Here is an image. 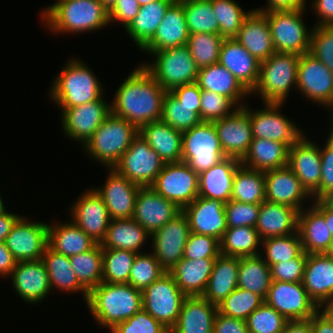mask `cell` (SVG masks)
Returning a JSON list of instances; mask_svg holds the SVG:
<instances>
[{
    "mask_svg": "<svg viewBox=\"0 0 333 333\" xmlns=\"http://www.w3.org/2000/svg\"><path fill=\"white\" fill-rule=\"evenodd\" d=\"M119 86L111 101V114L126 119L138 130L160 121L166 90L141 65Z\"/></svg>",
    "mask_w": 333,
    "mask_h": 333,
    "instance_id": "obj_1",
    "label": "cell"
},
{
    "mask_svg": "<svg viewBox=\"0 0 333 333\" xmlns=\"http://www.w3.org/2000/svg\"><path fill=\"white\" fill-rule=\"evenodd\" d=\"M40 18L53 34L93 32L110 24L108 10L99 0L56 1L43 8Z\"/></svg>",
    "mask_w": 333,
    "mask_h": 333,
    "instance_id": "obj_2",
    "label": "cell"
},
{
    "mask_svg": "<svg viewBox=\"0 0 333 333\" xmlns=\"http://www.w3.org/2000/svg\"><path fill=\"white\" fill-rule=\"evenodd\" d=\"M86 305L97 324L111 330L142 309V291L128 283L101 282L89 292Z\"/></svg>",
    "mask_w": 333,
    "mask_h": 333,
    "instance_id": "obj_3",
    "label": "cell"
},
{
    "mask_svg": "<svg viewBox=\"0 0 333 333\" xmlns=\"http://www.w3.org/2000/svg\"><path fill=\"white\" fill-rule=\"evenodd\" d=\"M102 83L92 69L80 59H69L53 80L50 98L58 108H71L100 99Z\"/></svg>",
    "mask_w": 333,
    "mask_h": 333,
    "instance_id": "obj_4",
    "label": "cell"
},
{
    "mask_svg": "<svg viewBox=\"0 0 333 333\" xmlns=\"http://www.w3.org/2000/svg\"><path fill=\"white\" fill-rule=\"evenodd\" d=\"M300 55L275 52L261 61L256 86L250 92L260 95L263 103H284L289 91L296 89Z\"/></svg>",
    "mask_w": 333,
    "mask_h": 333,
    "instance_id": "obj_5",
    "label": "cell"
},
{
    "mask_svg": "<svg viewBox=\"0 0 333 333\" xmlns=\"http://www.w3.org/2000/svg\"><path fill=\"white\" fill-rule=\"evenodd\" d=\"M139 130L126 119L110 114L83 146L87 155L105 168H113Z\"/></svg>",
    "mask_w": 333,
    "mask_h": 333,
    "instance_id": "obj_6",
    "label": "cell"
},
{
    "mask_svg": "<svg viewBox=\"0 0 333 333\" xmlns=\"http://www.w3.org/2000/svg\"><path fill=\"white\" fill-rule=\"evenodd\" d=\"M145 53L154 55L156 59L152 63L144 62L141 65L164 90L171 91L177 86L197 81L199 69L187 45Z\"/></svg>",
    "mask_w": 333,
    "mask_h": 333,
    "instance_id": "obj_7",
    "label": "cell"
},
{
    "mask_svg": "<svg viewBox=\"0 0 333 333\" xmlns=\"http://www.w3.org/2000/svg\"><path fill=\"white\" fill-rule=\"evenodd\" d=\"M225 157L213 122L202 121L182 132V162L195 173L209 170Z\"/></svg>",
    "mask_w": 333,
    "mask_h": 333,
    "instance_id": "obj_8",
    "label": "cell"
},
{
    "mask_svg": "<svg viewBox=\"0 0 333 333\" xmlns=\"http://www.w3.org/2000/svg\"><path fill=\"white\" fill-rule=\"evenodd\" d=\"M306 9L263 13L267 17L276 52L300 56L309 52L312 28L308 29L303 20Z\"/></svg>",
    "mask_w": 333,
    "mask_h": 333,
    "instance_id": "obj_9",
    "label": "cell"
},
{
    "mask_svg": "<svg viewBox=\"0 0 333 333\" xmlns=\"http://www.w3.org/2000/svg\"><path fill=\"white\" fill-rule=\"evenodd\" d=\"M186 297L173 276L166 272L142 290V309L170 331L177 323Z\"/></svg>",
    "mask_w": 333,
    "mask_h": 333,
    "instance_id": "obj_10",
    "label": "cell"
},
{
    "mask_svg": "<svg viewBox=\"0 0 333 333\" xmlns=\"http://www.w3.org/2000/svg\"><path fill=\"white\" fill-rule=\"evenodd\" d=\"M164 165L160 156L138 133L113 168L129 181L141 187H148L155 182Z\"/></svg>",
    "mask_w": 333,
    "mask_h": 333,
    "instance_id": "obj_11",
    "label": "cell"
},
{
    "mask_svg": "<svg viewBox=\"0 0 333 333\" xmlns=\"http://www.w3.org/2000/svg\"><path fill=\"white\" fill-rule=\"evenodd\" d=\"M296 90L333 116V73L309 52L299 58Z\"/></svg>",
    "mask_w": 333,
    "mask_h": 333,
    "instance_id": "obj_12",
    "label": "cell"
},
{
    "mask_svg": "<svg viewBox=\"0 0 333 333\" xmlns=\"http://www.w3.org/2000/svg\"><path fill=\"white\" fill-rule=\"evenodd\" d=\"M151 187L182 210L198 197L199 174L185 162L165 163Z\"/></svg>",
    "mask_w": 333,
    "mask_h": 333,
    "instance_id": "obj_13",
    "label": "cell"
},
{
    "mask_svg": "<svg viewBox=\"0 0 333 333\" xmlns=\"http://www.w3.org/2000/svg\"><path fill=\"white\" fill-rule=\"evenodd\" d=\"M282 105L283 103H264V109L256 111L250 110L246 105L253 138L278 141L290 148L304 134L292 119L281 114Z\"/></svg>",
    "mask_w": 333,
    "mask_h": 333,
    "instance_id": "obj_14",
    "label": "cell"
},
{
    "mask_svg": "<svg viewBox=\"0 0 333 333\" xmlns=\"http://www.w3.org/2000/svg\"><path fill=\"white\" fill-rule=\"evenodd\" d=\"M60 109L63 132L70 139L80 141L82 147L111 114L110 102L104 96L92 102Z\"/></svg>",
    "mask_w": 333,
    "mask_h": 333,
    "instance_id": "obj_15",
    "label": "cell"
},
{
    "mask_svg": "<svg viewBox=\"0 0 333 333\" xmlns=\"http://www.w3.org/2000/svg\"><path fill=\"white\" fill-rule=\"evenodd\" d=\"M265 302L288 321L310 319L320 309L302 282L272 281Z\"/></svg>",
    "mask_w": 333,
    "mask_h": 333,
    "instance_id": "obj_16",
    "label": "cell"
},
{
    "mask_svg": "<svg viewBox=\"0 0 333 333\" xmlns=\"http://www.w3.org/2000/svg\"><path fill=\"white\" fill-rule=\"evenodd\" d=\"M189 234V222L182 211L151 234L152 253L166 272L182 260Z\"/></svg>",
    "mask_w": 333,
    "mask_h": 333,
    "instance_id": "obj_17",
    "label": "cell"
},
{
    "mask_svg": "<svg viewBox=\"0 0 333 333\" xmlns=\"http://www.w3.org/2000/svg\"><path fill=\"white\" fill-rule=\"evenodd\" d=\"M17 262L41 260L48 246V224L21 216L5 240Z\"/></svg>",
    "mask_w": 333,
    "mask_h": 333,
    "instance_id": "obj_18",
    "label": "cell"
},
{
    "mask_svg": "<svg viewBox=\"0 0 333 333\" xmlns=\"http://www.w3.org/2000/svg\"><path fill=\"white\" fill-rule=\"evenodd\" d=\"M69 208L73 221L96 243L105 237L111 218L102 198L94 188L85 190Z\"/></svg>",
    "mask_w": 333,
    "mask_h": 333,
    "instance_id": "obj_19",
    "label": "cell"
},
{
    "mask_svg": "<svg viewBox=\"0 0 333 333\" xmlns=\"http://www.w3.org/2000/svg\"><path fill=\"white\" fill-rule=\"evenodd\" d=\"M213 124L224 154L241 160L253 139L246 104L237 107L230 115L213 121Z\"/></svg>",
    "mask_w": 333,
    "mask_h": 333,
    "instance_id": "obj_20",
    "label": "cell"
},
{
    "mask_svg": "<svg viewBox=\"0 0 333 333\" xmlns=\"http://www.w3.org/2000/svg\"><path fill=\"white\" fill-rule=\"evenodd\" d=\"M181 211L174 202L158 194L151 186L140 187L135 199L132 219L152 234Z\"/></svg>",
    "mask_w": 333,
    "mask_h": 333,
    "instance_id": "obj_21",
    "label": "cell"
},
{
    "mask_svg": "<svg viewBox=\"0 0 333 333\" xmlns=\"http://www.w3.org/2000/svg\"><path fill=\"white\" fill-rule=\"evenodd\" d=\"M107 180L95 191L102 198L111 219H129L133 217L135 199L141 186L129 181L114 168H108Z\"/></svg>",
    "mask_w": 333,
    "mask_h": 333,
    "instance_id": "obj_22",
    "label": "cell"
},
{
    "mask_svg": "<svg viewBox=\"0 0 333 333\" xmlns=\"http://www.w3.org/2000/svg\"><path fill=\"white\" fill-rule=\"evenodd\" d=\"M265 198L269 202L292 206L300 212L306 208V198L309 201L312 195L287 165L265 172Z\"/></svg>",
    "mask_w": 333,
    "mask_h": 333,
    "instance_id": "obj_23",
    "label": "cell"
},
{
    "mask_svg": "<svg viewBox=\"0 0 333 333\" xmlns=\"http://www.w3.org/2000/svg\"><path fill=\"white\" fill-rule=\"evenodd\" d=\"M182 212L188 219L190 232L209 235L220 241L228 229L225 203L220 200L198 196Z\"/></svg>",
    "mask_w": 333,
    "mask_h": 333,
    "instance_id": "obj_24",
    "label": "cell"
},
{
    "mask_svg": "<svg viewBox=\"0 0 333 333\" xmlns=\"http://www.w3.org/2000/svg\"><path fill=\"white\" fill-rule=\"evenodd\" d=\"M302 284L319 308L333 303V256L307 254Z\"/></svg>",
    "mask_w": 333,
    "mask_h": 333,
    "instance_id": "obj_25",
    "label": "cell"
},
{
    "mask_svg": "<svg viewBox=\"0 0 333 333\" xmlns=\"http://www.w3.org/2000/svg\"><path fill=\"white\" fill-rule=\"evenodd\" d=\"M9 277L15 292L26 303L42 302L52 291L42 260L17 262Z\"/></svg>",
    "mask_w": 333,
    "mask_h": 333,
    "instance_id": "obj_26",
    "label": "cell"
},
{
    "mask_svg": "<svg viewBox=\"0 0 333 333\" xmlns=\"http://www.w3.org/2000/svg\"><path fill=\"white\" fill-rule=\"evenodd\" d=\"M302 135L290 148L288 166L306 190L312 194L320 184L321 156L319 144Z\"/></svg>",
    "mask_w": 333,
    "mask_h": 333,
    "instance_id": "obj_27",
    "label": "cell"
},
{
    "mask_svg": "<svg viewBox=\"0 0 333 333\" xmlns=\"http://www.w3.org/2000/svg\"><path fill=\"white\" fill-rule=\"evenodd\" d=\"M189 35L183 3L176 0L167 10L153 37L140 50L156 52L184 46Z\"/></svg>",
    "mask_w": 333,
    "mask_h": 333,
    "instance_id": "obj_28",
    "label": "cell"
},
{
    "mask_svg": "<svg viewBox=\"0 0 333 333\" xmlns=\"http://www.w3.org/2000/svg\"><path fill=\"white\" fill-rule=\"evenodd\" d=\"M218 63L230 71L249 92L256 86L261 61L234 38L224 39Z\"/></svg>",
    "mask_w": 333,
    "mask_h": 333,
    "instance_id": "obj_29",
    "label": "cell"
},
{
    "mask_svg": "<svg viewBox=\"0 0 333 333\" xmlns=\"http://www.w3.org/2000/svg\"><path fill=\"white\" fill-rule=\"evenodd\" d=\"M234 39L259 61L268 59L276 52L267 17L256 8L244 19Z\"/></svg>",
    "mask_w": 333,
    "mask_h": 333,
    "instance_id": "obj_30",
    "label": "cell"
},
{
    "mask_svg": "<svg viewBox=\"0 0 333 333\" xmlns=\"http://www.w3.org/2000/svg\"><path fill=\"white\" fill-rule=\"evenodd\" d=\"M298 213L299 211L292 206L265 200L261 203L255 229L261 240L296 233Z\"/></svg>",
    "mask_w": 333,
    "mask_h": 333,
    "instance_id": "obj_31",
    "label": "cell"
},
{
    "mask_svg": "<svg viewBox=\"0 0 333 333\" xmlns=\"http://www.w3.org/2000/svg\"><path fill=\"white\" fill-rule=\"evenodd\" d=\"M240 165L238 158L225 157L209 170L200 173L198 196L224 203L231 200L233 179Z\"/></svg>",
    "mask_w": 333,
    "mask_h": 333,
    "instance_id": "obj_32",
    "label": "cell"
},
{
    "mask_svg": "<svg viewBox=\"0 0 333 333\" xmlns=\"http://www.w3.org/2000/svg\"><path fill=\"white\" fill-rule=\"evenodd\" d=\"M218 306L202 296H187L175 326L169 333H213Z\"/></svg>",
    "mask_w": 333,
    "mask_h": 333,
    "instance_id": "obj_33",
    "label": "cell"
},
{
    "mask_svg": "<svg viewBox=\"0 0 333 333\" xmlns=\"http://www.w3.org/2000/svg\"><path fill=\"white\" fill-rule=\"evenodd\" d=\"M297 231L306 254L327 253L333 236L324 216L313 205L298 213Z\"/></svg>",
    "mask_w": 333,
    "mask_h": 333,
    "instance_id": "obj_34",
    "label": "cell"
},
{
    "mask_svg": "<svg viewBox=\"0 0 333 333\" xmlns=\"http://www.w3.org/2000/svg\"><path fill=\"white\" fill-rule=\"evenodd\" d=\"M196 83L201 90L213 91L229 98L236 107L244 106L245 102L241 100L250 96V92L219 63L199 69Z\"/></svg>",
    "mask_w": 333,
    "mask_h": 333,
    "instance_id": "obj_35",
    "label": "cell"
},
{
    "mask_svg": "<svg viewBox=\"0 0 333 333\" xmlns=\"http://www.w3.org/2000/svg\"><path fill=\"white\" fill-rule=\"evenodd\" d=\"M139 134L160 156L164 163L182 162V132L156 121L143 125Z\"/></svg>",
    "mask_w": 333,
    "mask_h": 333,
    "instance_id": "obj_36",
    "label": "cell"
},
{
    "mask_svg": "<svg viewBox=\"0 0 333 333\" xmlns=\"http://www.w3.org/2000/svg\"><path fill=\"white\" fill-rule=\"evenodd\" d=\"M216 258L184 259L169 273L186 296H202L213 270Z\"/></svg>",
    "mask_w": 333,
    "mask_h": 333,
    "instance_id": "obj_37",
    "label": "cell"
},
{
    "mask_svg": "<svg viewBox=\"0 0 333 333\" xmlns=\"http://www.w3.org/2000/svg\"><path fill=\"white\" fill-rule=\"evenodd\" d=\"M238 269L239 257L220 254L215 260L202 297L218 306L238 287Z\"/></svg>",
    "mask_w": 333,
    "mask_h": 333,
    "instance_id": "obj_38",
    "label": "cell"
},
{
    "mask_svg": "<svg viewBox=\"0 0 333 333\" xmlns=\"http://www.w3.org/2000/svg\"><path fill=\"white\" fill-rule=\"evenodd\" d=\"M289 147L278 141L253 138L240 160L244 167L266 172L288 165Z\"/></svg>",
    "mask_w": 333,
    "mask_h": 333,
    "instance_id": "obj_39",
    "label": "cell"
},
{
    "mask_svg": "<svg viewBox=\"0 0 333 333\" xmlns=\"http://www.w3.org/2000/svg\"><path fill=\"white\" fill-rule=\"evenodd\" d=\"M97 243L73 221L48 224V246L71 257L92 249Z\"/></svg>",
    "mask_w": 333,
    "mask_h": 333,
    "instance_id": "obj_40",
    "label": "cell"
},
{
    "mask_svg": "<svg viewBox=\"0 0 333 333\" xmlns=\"http://www.w3.org/2000/svg\"><path fill=\"white\" fill-rule=\"evenodd\" d=\"M149 238H151V234L132 218L111 219L100 246L103 249H120L140 253L139 250H142Z\"/></svg>",
    "mask_w": 333,
    "mask_h": 333,
    "instance_id": "obj_41",
    "label": "cell"
},
{
    "mask_svg": "<svg viewBox=\"0 0 333 333\" xmlns=\"http://www.w3.org/2000/svg\"><path fill=\"white\" fill-rule=\"evenodd\" d=\"M41 260L45 264L51 289L58 288L57 290L60 292L66 293H83L86 303L89 292L79 283L69 257L57 253L47 246Z\"/></svg>",
    "mask_w": 333,
    "mask_h": 333,
    "instance_id": "obj_42",
    "label": "cell"
},
{
    "mask_svg": "<svg viewBox=\"0 0 333 333\" xmlns=\"http://www.w3.org/2000/svg\"><path fill=\"white\" fill-rule=\"evenodd\" d=\"M175 1L158 0L140 7L138 14L125 29L136 47L141 49L153 37L167 10Z\"/></svg>",
    "mask_w": 333,
    "mask_h": 333,
    "instance_id": "obj_43",
    "label": "cell"
},
{
    "mask_svg": "<svg viewBox=\"0 0 333 333\" xmlns=\"http://www.w3.org/2000/svg\"><path fill=\"white\" fill-rule=\"evenodd\" d=\"M271 283L270 266L262 255L239 258L238 287L250 290L265 300Z\"/></svg>",
    "mask_w": 333,
    "mask_h": 333,
    "instance_id": "obj_44",
    "label": "cell"
},
{
    "mask_svg": "<svg viewBox=\"0 0 333 333\" xmlns=\"http://www.w3.org/2000/svg\"><path fill=\"white\" fill-rule=\"evenodd\" d=\"M220 242V254L233 257L256 256L261 253L262 240L251 226L228 228Z\"/></svg>",
    "mask_w": 333,
    "mask_h": 333,
    "instance_id": "obj_45",
    "label": "cell"
},
{
    "mask_svg": "<svg viewBox=\"0 0 333 333\" xmlns=\"http://www.w3.org/2000/svg\"><path fill=\"white\" fill-rule=\"evenodd\" d=\"M231 200L261 204L265 198V172L240 165L235 173Z\"/></svg>",
    "mask_w": 333,
    "mask_h": 333,
    "instance_id": "obj_46",
    "label": "cell"
},
{
    "mask_svg": "<svg viewBox=\"0 0 333 333\" xmlns=\"http://www.w3.org/2000/svg\"><path fill=\"white\" fill-rule=\"evenodd\" d=\"M79 283L90 292L102 282L103 248L96 244L92 249L69 257Z\"/></svg>",
    "mask_w": 333,
    "mask_h": 333,
    "instance_id": "obj_47",
    "label": "cell"
},
{
    "mask_svg": "<svg viewBox=\"0 0 333 333\" xmlns=\"http://www.w3.org/2000/svg\"><path fill=\"white\" fill-rule=\"evenodd\" d=\"M183 3L187 28L192 33L219 34V24L211 0H180Z\"/></svg>",
    "mask_w": 333,
    "mask_h": 333,
    "instance_id": "obj_48",
    "label": "cell"
},
{
    "mask_svg": "<svg viewBox=\"0 0 333 333\" xmlns=\"http://www.w3.org/2000/svg\"><path fill=\"white\" fill-rule=\"evenodd\" d=\"M160 121L181 132L202 122L200 115L196 113V106L180 104L170 91L164 96Z\"/></svg>",
    "mask_w": 333,
    "mask_h": 333,
    "instance_id": "obj_49",
    "label": "cell"
},
{
    "mask_svg": "<svg viewBox=\"0 0 333 333\" xmlns=\"http://www.w3.org/2000/svg\"><path fill=\"white\" fill-rule=\"evenodd\" d=\"M224 38L220 34L192 33L187 46L198 69L218 63Z\"/></svg>",
    "mask_w": 333,
    "mask_h": 333,
    "instance_id": "obj_50",
    "label": "cell"
},
{
    "mask_svg": "<svg viewBox=\"0 0 333 333\" xmlns=\"http://www.w3.org/2000/svg\"><path fill=\"white\" fill-rule=\"evenodd\" d=\"M136 255L137 253L129 250L103 249L102 282L128 283Z\"/></svg>",
    "mask_w": 333,
    "mask_h": 333,
    "instance_id": "obj_51",
    "label": "cell"
},
{
    "mask_svg": "<svg viewBox=\"0 0 333 333\" xmlns=\"http://www.w3.org/2000/svg\"><path fill=\"white\" fill-rule=\"evenodd\" d=\"M260 247L264 249L260 255L269 266L289 261L299 257L304 252L298 231L287 236L264 239Z\"/></svg>",
    "mask_w": 333,
    "mask_h": 333,
    "instance_id": "obj_52",
    "label": "cell"
},
{
    "mask_svg": "<svg viewBox=\"0 0 333 333\" xmlns=\"http://www.w3.org/2000/svg\"><path fill=\"white\" fill-rule=\"evenodd\" d=\"M219 24V34L224 39L237 36L244 19L252 10L244 11L235 0H211Z\"/></svg>",
    "mask_w": 333,
    "mask_h": 333,
    "instance_id": "obj_53",
    "label": "cell"
},
{
    "mask_svg": "<svg viewBox=\"0 0 333 333\" xmlns=\"http://www.w3.org/2000/svg\"><path fill=\"white\" fill-rule=\"evenodd\" d=\"M264 301L250 290L237 287L218 305V312L245 321Z\"/></svg>",
    "mask_w": 333,
    "mask_h": 333,
    "instance_id": "obj_54",
    "label": "cell"
},
{
    "mask_svg": "<svg viewBox=\"0 0 333 333\" xmlns=\"http://www.w3.org/2000/svg\"><path fill=\"white\" fill-rule=\"evenodd\" d=\"M142 252L137 253L128 278V284L141 291L166 273L152 250L148 253Z\"/></svg>",
    "mask_w": 333,
    "mask_h": 333,
    "instance_id": "obj_55",
    "label": "cell"
},
{
    "mask_svg": "<svg viewBox=\"0 0 333 333\" xmlns=\"http://www.w3.org/2000/svg\"><path fill=\"white\" fill-rule=\"evenodd\" d=\"M287 321L265 301L245 320L249 333H282Z\"/></svg>",
    "mask_w": 333,
    "mask_h": 333,
    "instance_id": "obj_56",
    "label": "cell"
},
{
    "mask_svg": "<svg viewBox=\"0 0 333 333\" xmlns=\"http://www.w3.org/2000/svg\"><path fill=\"white\" fill-rule=\"evenodd\" d=\"M309 53L333 73V26H315L310 35Z\"/></svg>",
    "mask_w": 333,
    "mask_h": 333,
    "instance_id": "obj_57",
    "label": "cell"
},
{
    "mask_svg": "<svg viewBox=\"0 0 333 333\" xmlns=\"http://www.w3.org/2000/svg\"><path fill=\"white\" fill-rule=\"evenodd\" d=\"M235 109H237L236 105L229 98L213 91L202 90L200 104V118L202 121L213 122L222 119L230 115Z\"/></svg>",
    "mask_w": 333,
    "mask_h": 333,
    "instance_id": "obj_58",
    "label": "cell"
},
{
    "mask_svg": "<svg viewBox=\"0 0 333 333\" xmlns=\"http://www.w3.org/2000/svg\"><path fill=\"white\" fill-rule=\"evenodd\" d=\"M220 255V242L215 237L190 232L186 242L184 259L217 258Z\"/></svg>",
    "mask_w": 333,
    "mask_h": 333,
    "instance_id": "obj_59",
    "label": "cell"
},
{
    "mask_svg": "<svg viewBox=\"0 0 333 333\" xmlns=\"http://www.w3.org/2000/svg\"><path fill=\"white\" fill-rule=\"evenodd\" d=\"M111 333H169V330L141 309L127 320L118 323Z\"/></svg>",
    "mask_w": 333,
    "mask_h": 333,
    "instance_id": "obj_60",
    "label": "cell"
},
{
    "mask_svg": "<svg viewBox=\"0 0 333 333\" xmlns=\"http://www.w3.org/2000/svg\"><path fill=\"white\" fill-rule=\"evenodd\" d=\"M261 204L242 203L229 200L225 203L228 228L251 226L255 227Z\"/></svg>",
    "mask_w": 333,
    "mask_h": 333,
    "instance_id": "obj_61",
    "label": "cell"
},
{
    "mask_svg": "<svg viewBox=\"0 0 333 333\" xmlns=\"http://www.w3.org/2000/svg\"><path fill=\"white\" fill-rule=\"evenodd\" d=\"M321 178L319 187L311 194L312 200L323 199L333 190V134H328L324 148H320Z\"/></svg>",
    "mask_w": 333,
    "mask_h": 333,
    "instance_id": "obj_62",
    "label": "cell"
},
{
    "mask_svg": "<svg viewBox=\"0 0 333 333\" xmlns=\"http://www.w3.org/2000/svg\"><path fill=\"white\" fill-rule=\"evenodd\" d=\"M307 254L303 252L299 257L289 261H282L270 266L272 281L302 282Z\"/></svg>",
    "mask_w": 333,
    "mask_h": 333,
    "instance_id": "obj_63",
    "label": "cell"
},
{
    "mask_svg": "<svg viewBox=\"0 0 333 333\" xmlns=\"http://www.w3.org/2000/svg\"><path fill=\"white\" fill-rule=\"evenodd\" d=\"M140 7L137 0H117L108 11L109 22H119L126 29L138 14Z\"/></svg>",
    "mask_w": 333,
    "mask_h": 333,
    "instance_id": "obj_64",
    "label": "cell"
},
{
    "mask_svg": "<svg viewBox=\"0 0 333 333\" xmlns=\"http://www.w3.org/2000/svg\"><path fill=\"white\" fill-rule=\"evenodd\" d=\"M180 104L187 106H196V113L200 115L201 92L199 85L195 82L192 84L181 85L170 91Z\"/></svg>",
    "mask_w": 333,
    "mask_h": 333,
    "instance_id": "obj_65",
    "label": "cell"
},
{
    "mask_svg": "<svg viewBox=\"0 0 333 333\" xmlns=\"http://www.w3.org/2000/svg\"><path fill=\"white\" fill-rule=\"evenodd\" d=\"M213 333H249L246 322L242 319L232 318L217 312Z\"/></svg>",
    "mask_w": 333,
    "mask_h": 333,
    "instance_id": "obj_66",
    "label": "cell"
},
{
    "mask_svg": "<svg viewBox=\"0 0 333 333\" xmlns=\"http://www.w3.org/2000/svg\"><path fill=\"white\" fill-rule=\"evenodd\" d=\"M312 2V9L318 18L315 26H333V0H312Z\"/></svg>",
    "mask_w": 333,
    "mask_h": 333,
    "instance_id": "obj_67",
    "label": "cell"
},
{
    "mask_svg": "<svg viewBox=\"0 0 333 333\" xmlns=\"http://www.w3.org/2000/svg\"><path fill=\"white\" fill-rule=\"evenodd\" d=\"M266 7L257 8L256 10L262 13L274 11H292L304 9L306 7V0H266Z\"/></svg>",
    "mask_w": 333,
    "mask_h": 333,
    "instance_id": "obj_68",
    "label": "cell"
},
{
    "mask_svg": "<svg viewBox=\"0 0 333 333\" xmlns=\"http://www.w3.org/2000/svg\"><path fill=\"white\" fill-rule=\"evenodd\" d=\"M311 331L312 333H333V320L322 308L311 317Z\"/></svg>",
    "mask_w": 333,
    "mask_h": 333,
    "instance_id": "obj_69",
    "label": "cell"
},
{
    "mask_svg": "<svg viewBox=\"0 0 333 333\" xmlns=\"http://www.w3.org/2000/svg\"><path fill=\"white\" fill-rule=\"evenodd\" d=\"M17 261L7 248L5 242H0V275L1 277H9L15 268Z\"/></svg>",
    "mask_w": 333,
    "mask_h": 333,
    "instance_id": "obj_70",
    "label": "cell"
},
{
    "mask_svg": "<svg viewBox=\"0 0 333 333\" xmlns=\"http://www.w3.org/2000/svg\"><path fill=\"white\" fill-rule=\"evenodd\" d=\"M22 215L6 212L0 215V242H5L7 235L10 233L12 226Z\"/></svg>",
    "mask_w": 333,
    "mask_h": 333,
    "instance_id": "obj_71",
    "label": "cell"
},
{
    "mask_svg": "<svg viewBox=\"0 0 333 333\" xmlns=\"http://www.w3.org/2000/svg\"><path fill=\"white\" fill-rule=\"evenodd\" d=\"M282 333H312L311 318L307 320L287 321Z\"/></svg>",
    "mask_w": 333,
    "mask_h": 333,
    "instance_id": "obj_72",
    "label": "cell"
},
{
    "mask_svg": "<svg viewBox=\"0 0 333 333\" xmlns=\"http://www.w3.org/2000/svg\"><path fill=\"white\" fill-rule=\"evenodd\" d=\"M313 205L325 218L329 231L333 236V207L328 205L323 199L314 200L310 206Z\"/></svg>",
    "mask_w": 333,
    "mask_h": 333,
    "instance_id": "obj_73",
    "label": "cell"
},
{
    "mask_svg": "<svg viewBox=\"0 0 333 333\" xmlns=\"http://www.w3.org/2000/svg\"><path fill=\"white\" fill-rule=\"evenodd\" d=\"M104 7L109 11L115 4L117 0H99Z\"/></svg>",
    "mask_w": 333,
    "mask_h": 333,
    "instance_id": "obj_74",
    "label": "cell"
},
{
    "mask_svg": "<svg viewBox=\"0 0 333 333\" xmlns=\"http://www.w3.org/2000/svg\"><path fill=\"white\" fill-rule=\"evenodd\" d=\"M323 200L330 206L333 207V190L328 193L324 198Z\"/></svg>",
    "mask_w": 333,
    "mask_h": 333,
    "instance_id": "obj_75",
    "label": "cell"
},
{
    "mask_svg": "<svg viewBox=\"0 0 333 333\" xmlns=\"http://www.w3.org/2000/svg\"><path fill=\"white\" fill-rule=\"evenodd\" d=\"M322 309L332 318L333 320V303L323 306Z\"/></svg>",
    "mask_w": 333,
    "mask_h": 333,
    "instance_id": "obj_76",
    "label": "cell"
},
{
    "mask_svg": "<svg viewBox=\"0 0 333 333\" xmlns=\"http://www.w3.org/2000/svg\"><path fill=\"white\" fill-rule=\"evenodd\" d=\"M2 197H0V215L6 213L8 211V209H6L5 207V203L3 202V199H1Z\"/></svg>",
    "mask_w": 333,
    "mask_h": 333,
    "instance_id": "obj_77",
    "label": "cell"
},
{
    "mask_svg": "<svg viewBox=\"0 0 333 333\" xmlns=\"http://www.w3.org/2000/svg\"><path fill=\"white\" fill-rule=\"evenodd\" d=\"M155 1H158V0H137L138 4L140 6H144V5H147V4L155 2Z\"/></svg>",
    "mask_w": 333,
    "mask_h": 333,
    "instance_id": "obj_78",
    "label": "cell"
},
{
    "mask_svg": "<svg viewBox=\"0 0 333 333\" xmlns=\"http://www.w3.org/2000/svg\"><path fill=\"white\" fill-rule=\"evenodd\" d=\"M326 254H328L330 256H333V237H332V240H331L330 247H329V249H328V251H327Z\"/></svg>",
    "mask_w": 333,
    "mask_h": 333,
    "instance_id": "obj_79",
    "label": "cell"
},
{
    "mask_svg": "<svg viewBox=\"0 0 333 333\" xmlns=\"http://www.w3.org/2000/svg\"><path fill=\"white\" fill-rule=\"evenodd\" d=\"M330 118H332L331 119V122H330V132L333 134V116L332 117H330Z\"/></svg>",
    "mask_w": 333,
    "mask_h": 333,
    "instance_id": "obj_80",
    "label": "cell"
}]
</instances>
